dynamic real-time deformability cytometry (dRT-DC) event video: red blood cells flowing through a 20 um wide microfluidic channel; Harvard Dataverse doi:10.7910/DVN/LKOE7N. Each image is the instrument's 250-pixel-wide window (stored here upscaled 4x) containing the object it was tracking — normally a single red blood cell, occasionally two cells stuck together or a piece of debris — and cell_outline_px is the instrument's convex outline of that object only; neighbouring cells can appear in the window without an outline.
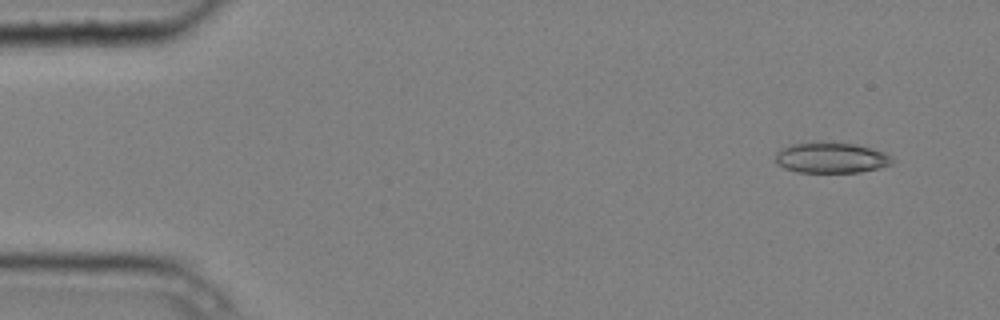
{"species": "common noctule bat (a hibernating species)", "species_latin": "Nyctalus noctula", "temperature_condition": "cold", "stored_images_in_passage": 4, "camera_frame_rate_fps": 3000, "um_per_image_px": 0.085, "animal": {"sex": "male", "body_mass_g": 20.4}, "frame": {"image": 1, "passage_image": 1, "time_ms": 0.0, "image_size_px": [1000, 320], "cell_outline_px": [[892, 164], [880, 168], [860, 172], [796, 172], [784, 168], [776, 164], [776, 152], [780, 148], [804, 140], [856, 144], [884, 152], [892, 156]], "centroid_in_image_um": [70.6, 13.39], "position_along_channel_um": 14.4, "area_um2": 21.33}}